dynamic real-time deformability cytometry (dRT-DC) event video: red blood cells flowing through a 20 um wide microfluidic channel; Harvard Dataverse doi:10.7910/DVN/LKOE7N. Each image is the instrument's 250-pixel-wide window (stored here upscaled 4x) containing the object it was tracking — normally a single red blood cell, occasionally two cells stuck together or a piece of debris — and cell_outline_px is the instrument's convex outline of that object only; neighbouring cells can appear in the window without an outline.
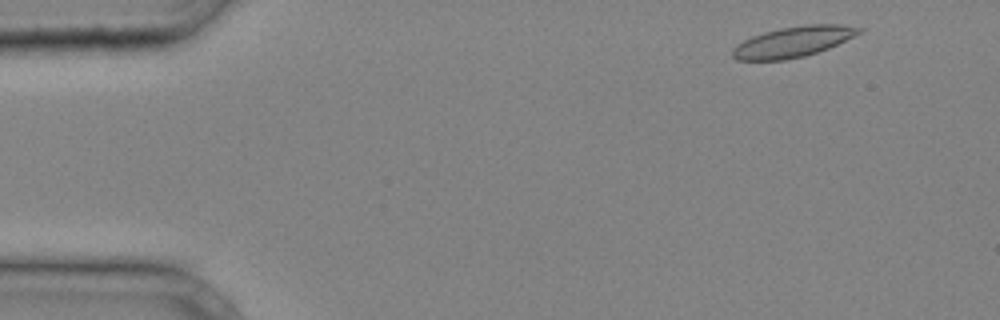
{"species": "common noctule bat (a hibernating species)", "species_latin": "Nyctalus noctula", "temperature_condition": "cold", "stored_images_in_passage": 34, "camera_frame_rate_fps": 3000, "um_per_image_px": 0.085, "animal": {"sex": "male", "body_mass_g": 20.4}, "frame": {"image": 1, "passage_image": 2, "time_ms": 0.333, "image_size_px": [1000, 320], "cell_outline_px": [[864, 28], [860, 32], [828, 48], [804, 56], [784, 60], [736, 60], [732, 56], [732, 48], [736, 44], [752, 36], [764, 32], [780, 28], [804, 24], [840, 24]], "centroid_in_image_um": [67.36, 3.55], "position_along_channel_um": 17.6, "area_um2": 22.37}}
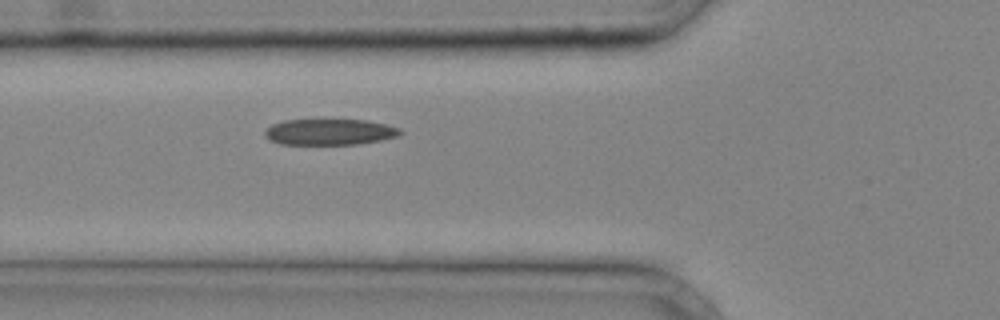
{"frame": {"image": 2, "passage_image": 13, "time_ms": 4.0, "image_size_px": [1000, 320], "cell_outline_px": [[404, 132], [400, 136], [380, 140], [356, 144], [280, 144], [268, 140], [264, 136], [264, 132], [272, 124], [284, 120], [368, 120], [400, 128]], "centroid_in_image_um": [28.02, 11.22], "position_along_channel_um": 97.8, "area_um2": 20.58}}
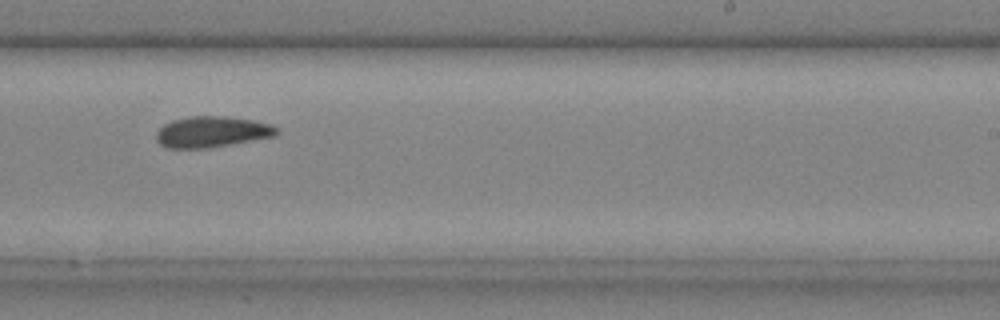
{"frame": {"image": 3, "passage_image": 24, "time_ms": 7.667, "image_size_px": [1000, 320], "cell_outline_px": [[280, 132], [276, 136], [204, 148], [168, 148], [160, 144], [156, 140], [156, 132], [164, 124], [172, 120], [188, 116], [224, 116], [252, 120], [272, 124]], "centroid_in_image_um": [18.0, 11.19], "position_along_channel_um": 271.0, "area_um2": 21.62}}